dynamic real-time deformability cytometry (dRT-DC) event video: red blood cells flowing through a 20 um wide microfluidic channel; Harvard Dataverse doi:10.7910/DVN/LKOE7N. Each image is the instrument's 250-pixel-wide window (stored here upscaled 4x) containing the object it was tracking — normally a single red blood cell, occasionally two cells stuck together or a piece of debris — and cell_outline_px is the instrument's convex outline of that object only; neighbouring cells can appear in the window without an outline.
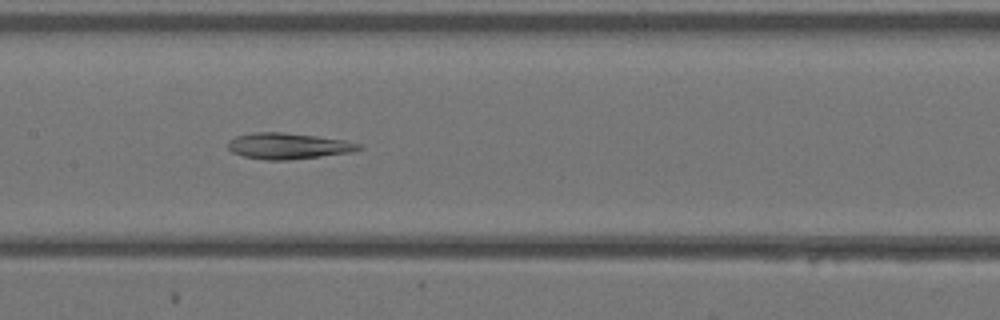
{"species": "Egyptian fruit bat (a non-hibernating species)", "species_latin": "Rousettus aegyptiacus", "temperature_condition": "warm", "stored_images_in_passage": 39, "camera_frame_rate_fps": 3000, "um_per_image_px": 0.085, "animal": {"sex": "female"}, "frame": {"image": 1, "passage_image": 19, "time_ms": 6.0, "image_size_px": [1000, 320], "cell_outline_px": [[364, 148], [352, 152], [288, 160], [264, 160], [244, 156], [232, 152], [228, 148], [228, 140], [236, 136], [252, 132], [284, 132], [316, 136], [344, 140], [360, 144]], "centroid_in_image_um": [24.48, 12.4], "position_along_channel_um": 182.9, "area_um2": 19.88}}
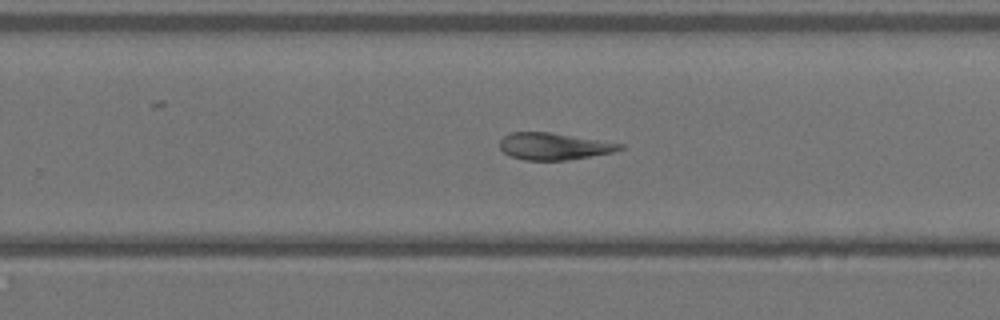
{"frame": {"image": 2, "passage_image": 25, "time_ms": 8.0, "image_size_px": [1000, 320], "cell_outline_px": [[624, 148], [612, 152], [568, 160], [524, 160], [508, 156], [500, 148], [500, 140], [504, 136], [512, 132], [552, 132], [624, 144]], "centroid_in_image_um": [47.06, 12.43], "position_along_channel_um": 282.7, "area_um2": 18.84}}
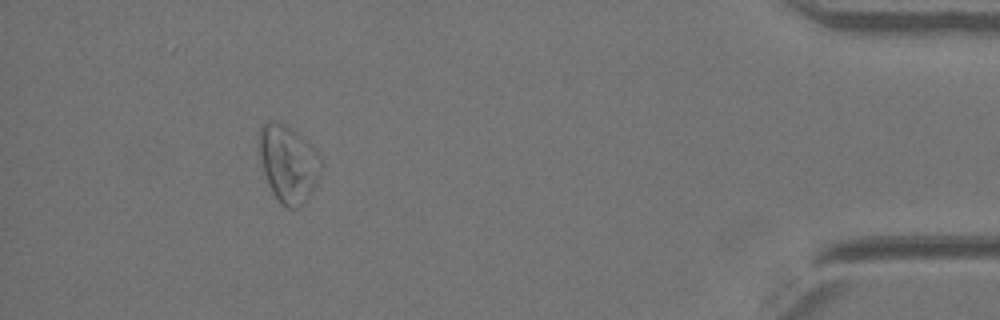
{"frame": {"image": 3, "passage_image": 36, "time_ms": 11.667, "image_size_px": [1000, 320], "cell_outline_px": [[324, 164], [320, 176], [316, 184], [304, 200], [296, 208], [288, 208], [280, 204], [272, 192], [264, 172], [260, 156], [260, 128], [268, 120], [272, 120], [288, 128], [316, 148]], "centroid_in_image_um": [24.54, 13.93], "position_along_channel_um": 410.7, "area_um2": 27.28}}